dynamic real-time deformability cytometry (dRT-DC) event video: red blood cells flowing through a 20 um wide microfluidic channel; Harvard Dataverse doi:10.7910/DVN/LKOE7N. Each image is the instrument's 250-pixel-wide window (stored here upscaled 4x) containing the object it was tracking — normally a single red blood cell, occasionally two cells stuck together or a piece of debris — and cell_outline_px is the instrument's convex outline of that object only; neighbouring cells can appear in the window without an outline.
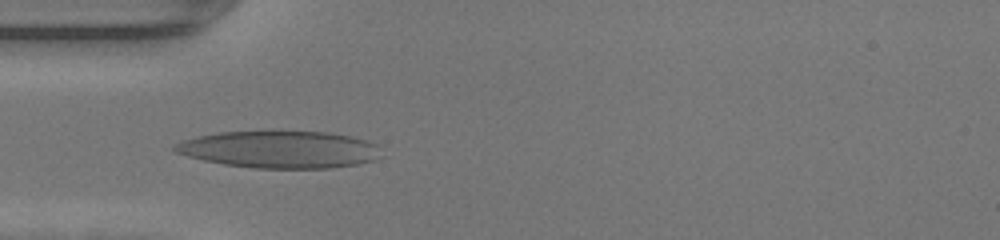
{"species": "human", "species_latin": "Homo sapiens", "temperature_condition": "warm", "stored_images_in_passage": 35, "camera_frame_rate_fps": 3000, "um_per_image_px": 0.085, "donor": {"sex": "female"}, "frame": {"image": 1, "passage_image": 4, "time_ms": 1.0, "image_size_px": [1000, 240], "cell_outline_px": [[380, 156], [372, 160], [356, 164], [328, 168], [256, 168], [224, 164], [204, 160], [188, 156], [176, 152], [172, 148], [176, 144], [184, 140], [196, 136], [220, 132], [328, 132], [368, 140], [380, 144]], "centroid_in_image_um": [23.8, 12.7], "position_along_channel_um": 61.2, "area_um2": 44.33}}
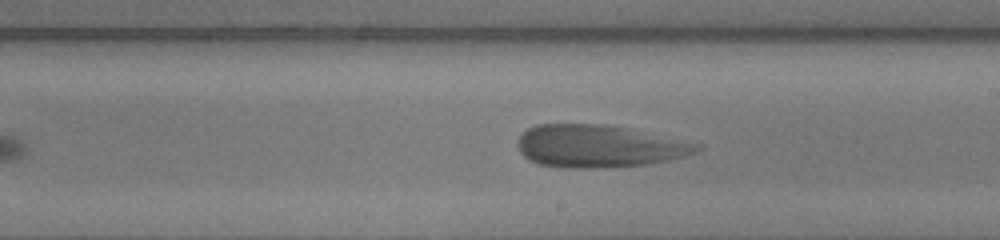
{"frame": {"image": 2, "passage_image": 17, "time_ms": 5.333, "image_size_px": [1000, 240], "cell_outline_px": [[700, 148], [684, 156], [668, 160], [648, 164], [588, 168], [568, 168], [536, 164], [528, 160], [520, 152], [516, 144], [516, 140], [528, 128], [536, 124], [604, 124], [632, 128], [700, 144]], "centroid_in_image_um": [50.84, 12.41], "position_along_channel_um": 238.2, "area_um2": 44.39}}
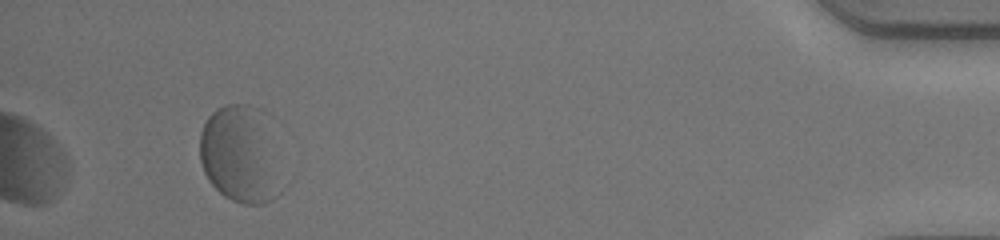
{"frame": {"image": 3, "passage_image": 35, "time_ms": 11.333, "image_size_px": [1000, 240], "cell_outline_px": [[284, 188], [272, 200], [264, 204], [240, 204], [224, 196], [208, 180], [204, 172], [200, 160], [200, 132], [208, 116], [216, 108], [224, 104], [248, 104], [260, 108]], "centroid_in_image_um": [20.38, 13.17], "position_along_channel_um": 414.8, "area_um2": 45.95}}